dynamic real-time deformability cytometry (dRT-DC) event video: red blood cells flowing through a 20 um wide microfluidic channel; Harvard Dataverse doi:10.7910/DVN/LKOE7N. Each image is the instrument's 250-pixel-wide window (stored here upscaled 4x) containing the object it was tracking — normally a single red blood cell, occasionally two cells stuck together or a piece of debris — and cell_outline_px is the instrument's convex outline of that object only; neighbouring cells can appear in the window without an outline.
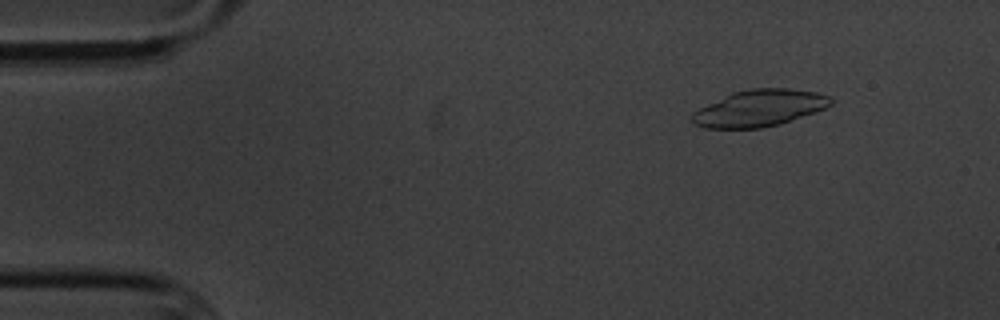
{"species": "common noctule bat (a hibernating species)", "species_latin": "Nyctalus noctula", "temperature_condition": "cold", "stored_images_in_passage": 9, "camera_frame_rate_fps": 3000, "um_per_image_px": 0.085, "animal": {"sex": "male", "body_mass_g": 20.1, "forearm_length_mm": 53.5}, "frame": {"image": 1, "passage_image": 2, "time_ms": 1.0, "image_size_px": [1000, 320], "cell_outline_px": [[832, 104], [816, 112], [780, 124], [760, 128], [704, 128], [692, 124], [692, 112], [732, 92], [752, 88], [788, 88], [816, 92], [828, 96], [832, 100]], "centroid_in_image_um": [64.54, 9.19], "position_along_channel_um": 20.5, "area_um2": 29.54}}